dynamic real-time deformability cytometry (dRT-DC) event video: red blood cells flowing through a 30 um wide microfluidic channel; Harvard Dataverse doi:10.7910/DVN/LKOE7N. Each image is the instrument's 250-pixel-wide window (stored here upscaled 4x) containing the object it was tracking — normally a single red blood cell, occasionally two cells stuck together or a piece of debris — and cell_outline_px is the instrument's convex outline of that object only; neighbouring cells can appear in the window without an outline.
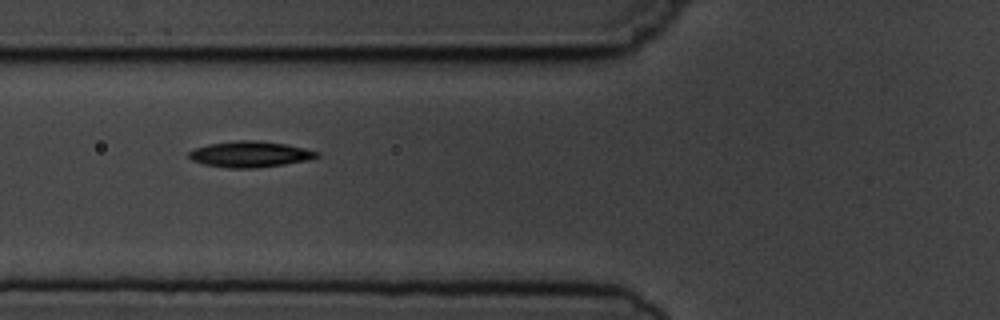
{"species": "common noctule bat (a hibernating species)", "species_latin": "Nyctalus noctula", "temperature_condition": "cold", "stored_images_in_passage": 7, "camera_frame_rate_fps": 3000, "um_per_image_px": 0.085, "animal": {"sex": "male", "body_mass_g": 19.5, "forearm_length_mm": 54.6}, "frame": {"image": 1, "passage_image": 6, "time_ms": 5.667, "image_size_px": [1000, 320], "cell_outline_px": [[320, 156], [308, 160], [284, 164], [256, 168], [228, 168], [204, 164], [192, 160], [188, 156], [188, 152], [192, 148], [208, 144], [236, 140], [260, 140], [284, 144], [304, 148], [320, 152]], "centroid_in_image_um": [21.23, 13.1], "position_along_channel_um": 104.6, "area_um2": 19.48}}
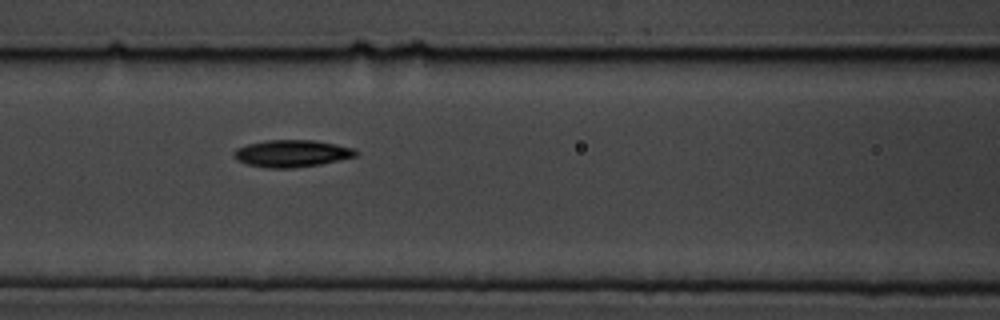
{"frame": {"image": 2, "passage_image": 7, "time_ms": 6.667, "image_size_px": [1000, 320], "cell_outline_px": [[356, 156], [320, 164], [292, 168], [268, 168], [248, 164], [236, 160], [232, 156], [232, 152], [236, 148], [248, 144], [264, 140], [312, 140], [336, 144], [356, 148]], "centroid_in_image_um": [24.76, 13.04], "position_along_channel_um": 141.8, "area_um2": 19.25}}